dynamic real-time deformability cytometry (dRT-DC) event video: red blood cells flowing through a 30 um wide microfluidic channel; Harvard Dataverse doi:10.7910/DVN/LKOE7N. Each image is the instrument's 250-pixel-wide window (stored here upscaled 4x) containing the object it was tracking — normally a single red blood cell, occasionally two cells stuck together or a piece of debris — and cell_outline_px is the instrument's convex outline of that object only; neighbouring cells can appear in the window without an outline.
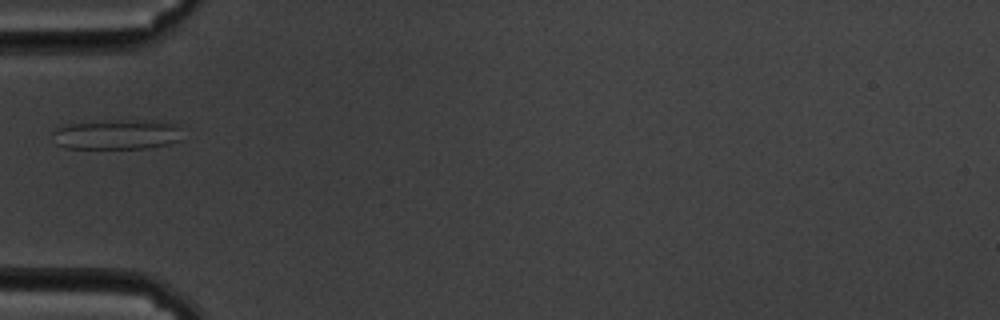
{"species": "common noctule bat (a hibernating species)", "species_latin": "Nyctalus noctula", "temperature_condition": "cold", "stored_images_in_passage": 40, "camera_frame_rate_fps": 3000, "um_per_image_px": 0.085, "animal": {"sex": "male", "body_mass_g": 19.5, "forearm_length_mm": 54.6}, "frame": {"image": 1, "passage_image": 1, "time_ms": 0.0, "image_size_px": [1000, 320], "cell_outline_px": [[180, 140], [168, 144], [148, 148], [64, 148], [56, 144], [52, 132], [56, 128], [64, 124], [108, 120], [152, 120], [172, 124], [180, 128]], "centroid_in_image_um": [9.89, 11.42], "position_along_channel_um": 75.1, "area_um2": 22.77}}
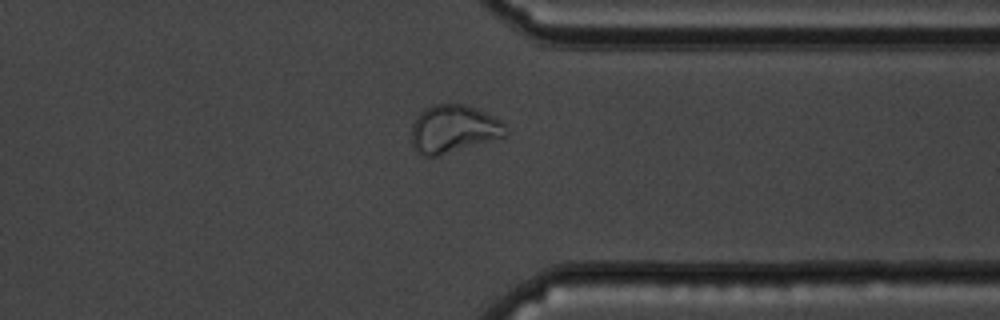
{"frame": {"image": 2, "passage_image": 27, "time_ms": 8.667, "image_size_px": [1000, 320], "cell_outline_px": [[508, 136], [436, 156], [420, 156], [412, 148], [412, 124], [416, 116], [424, 108], [432, 104], [464, 104], [476, 108], [500, 120], [504, 124], [508, 132]], "centroid_in_image_um": [38.53, 10.96], "position_along_channel_um": 372.9, "area_um2": 26.47}}
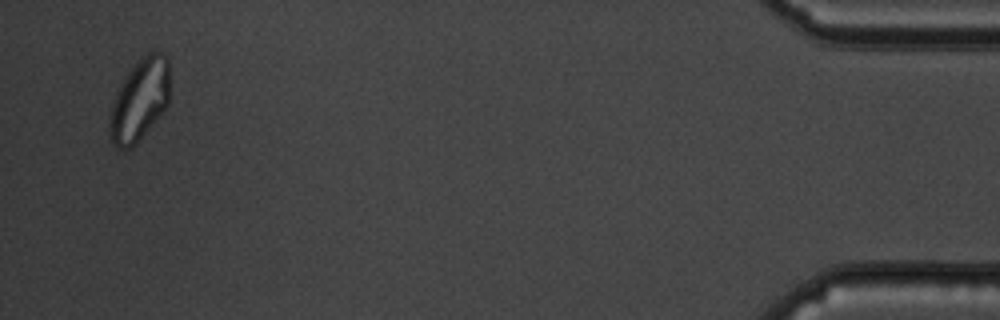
{"frame": {"image": 3, "passage_image": 38, "time_ms": 12.333, "image_size_px": [1000, 320], "cell_outline_px": [[168, 104], [136, 144], [132, 148], [116, 148], [108, 132], [108, 124], [112, 104], [116, 92], [120, 84], [128, 72], [148, 52], [164, 52], [168, 56]], "centroid_in_image_um": [11.85, 8.51], "position_along_channel_um": 423.4, "area_um2": 28.38}}